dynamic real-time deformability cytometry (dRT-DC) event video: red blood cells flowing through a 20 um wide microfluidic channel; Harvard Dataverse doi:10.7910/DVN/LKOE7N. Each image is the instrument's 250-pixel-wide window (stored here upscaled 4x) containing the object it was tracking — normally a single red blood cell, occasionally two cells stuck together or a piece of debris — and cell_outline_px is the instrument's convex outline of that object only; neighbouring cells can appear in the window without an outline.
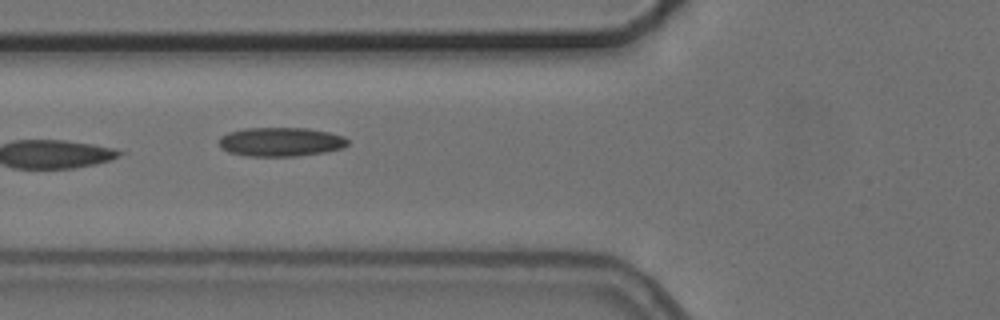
{"species": "common noctule bat (a hibernating species)", "species_latin": "Nyctalus noctula", "temperature_condition": "cold", "stored_images_in_passage": 7, "camera_frame_rate_fps": 3000, "um_per_image_px": 0.085, "animal": {"sex": "female", "body_mass_g": 24.6, "forearm_length_mm": 56.2}, "frame": {"image": 1, "passage_image": 6, "time_ms": 6.0, "image_size_px": [1000, 320], "cell_outline_px": [[348, 144], [344, 148], [324, 152], [296, 156], [248, 156], [228, 152], [220, 148], [220, 136], [228, 132], [244, 128], [308, 128], [328, 132], [344, 136], [348, 140]], "centroid_in_image_um": [23.86, 12.05], "position_along_channel_um": 101.9, "area_um2": 21.85}}
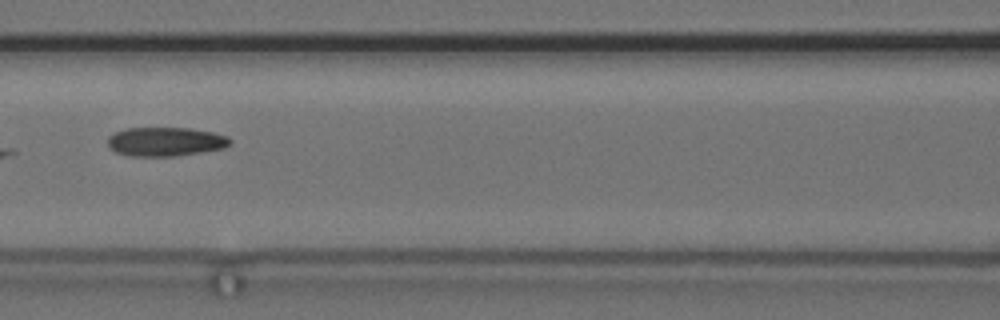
{"frame": {"image": 2, "passage_image": 7, "time_ms": 7.333, "image_size_px": [1000, 320], "cell_outline_px": [[232, 144], [224, 148], [176, 156], [132, 156], [116, 152], [108, 144], [108, 136], [116, 132], [128, 128], [192, 128], [212, 132], [228, 136], [232, 140]], "centroid_in_image_um": [14.11, 12.03], "position_along_channel_um": 152.5, "area_um2": 20.63}}